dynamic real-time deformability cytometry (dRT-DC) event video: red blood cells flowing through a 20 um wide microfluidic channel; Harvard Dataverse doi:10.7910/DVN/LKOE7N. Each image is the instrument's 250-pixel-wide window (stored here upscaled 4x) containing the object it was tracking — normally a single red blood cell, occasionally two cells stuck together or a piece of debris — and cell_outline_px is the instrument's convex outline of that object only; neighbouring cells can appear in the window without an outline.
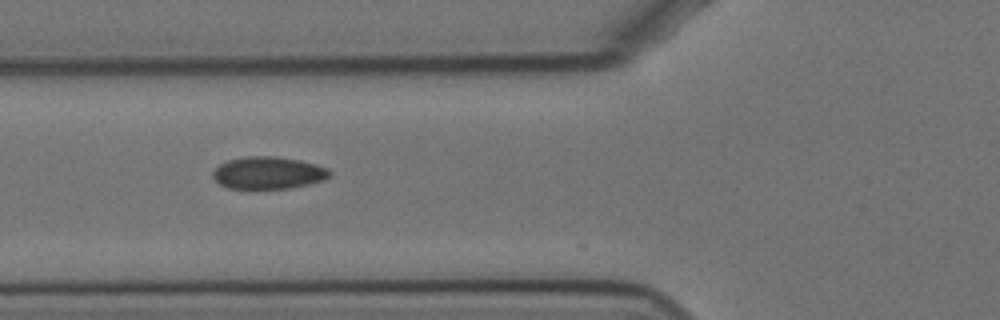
{"species": "Egyptian fruit bat (a non-hibernating species)", "species_latin": "Rousettus aegyptiacus", "temperature_condition": "cold", "stored_images_in_passage": 21, "camera_frame_rate_fps": 3000, "um_per_image_px": 0.085, "animal": {"sex": "female"}, "frame": {"image": 1, "passage_image": 2, "time_ms": 0.333, "image_size_px": [1000, 320], "cell_outline_px": [[332, 172], [324, 180], [308, 184], [288, 188], [228, 188], [220, 184], [212, 176], [212, 172], [220, 164], [228, 160], [248, 156], [276, 156], [300, 160], [316, 164], [328, 168]], "centroid_in_image_um": [22.81, 14.68], "position_along_channel_um": 103.0, "area_um2": 21.85}, "authors_computed_cell_mechanics": {"area_um2": 20.6346, "velocity_mm_per_s": 3.49, "shape_relaxation_time_tau1_ms": null, "shape_relaxation_time_tau2_ms": 2.5221, "deformation_change_tau1": null, "deformation_change_tau2": 0.1081}}